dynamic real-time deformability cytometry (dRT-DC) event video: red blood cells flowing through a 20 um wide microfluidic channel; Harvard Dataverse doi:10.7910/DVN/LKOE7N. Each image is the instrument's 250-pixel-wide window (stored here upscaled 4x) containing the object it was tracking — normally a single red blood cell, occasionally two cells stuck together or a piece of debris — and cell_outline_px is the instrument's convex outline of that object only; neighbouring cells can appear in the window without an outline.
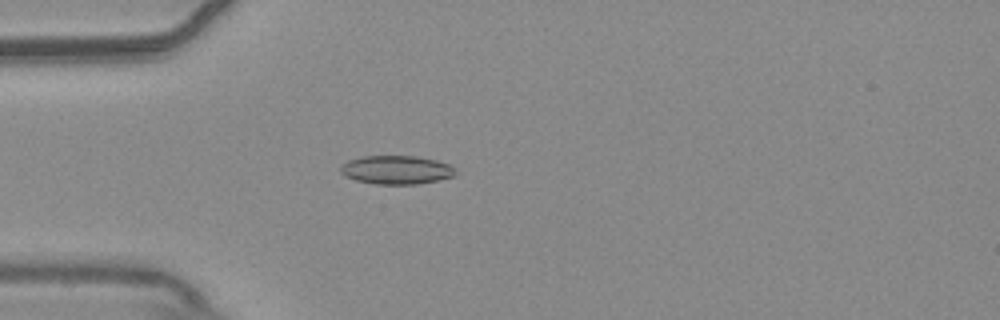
{"species": "common noctule bat (a hibernating species)", "species_latin": "Nyctalus noctula", "temperature_condition": "warm", "stored_images_in_passage": 55, "camera_frame_rate_fps": 3000, "um_per_image_px": 0.085, "animal": {"sex": "male", "body_mass_g": 20.4}, "frame": {"image": 1, "passage_image": 16, "time_ms": 5.0, "image_size_px": [1000, 320], "cell_outline_px": [[456, 172], [452, 176], [436, 180], [416, 184], [376, 184], [356, 180], [344, 176], [340, 172], [340, 164], [348, 160], [364, 156], [416, 156], [436, 160], [448, 164], [456, 168]], "centroid_in_image_um": [33.65, 14.43], "position_along_channel_um": 51.3, "area_um2": 19.13}}
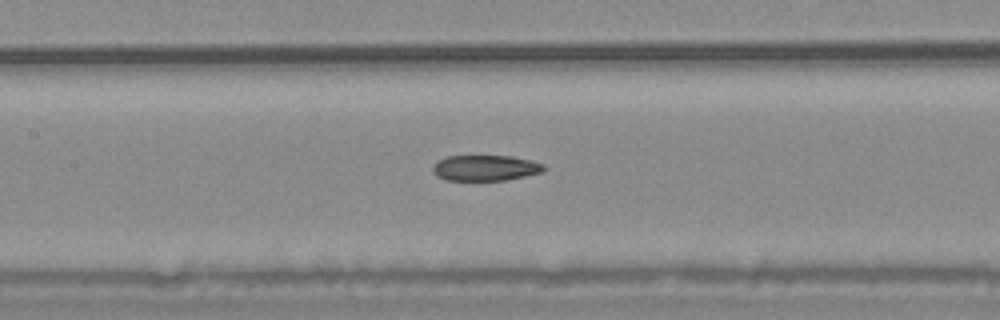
{"frame": {"image": 2, "passage_image": 26, "time_ms": 8.333, "image_size_px": [1000, 320], "cell_outline_px": [[548, 168], [544, 172], [504, 180], [444, 180], [436, 176], [432, 168], [440, 160], [448, 156], [512, 156], [544, 164]], "centroid_in_image_um": [41.29, 14.28], "position_along_channel_um": 166.1, "area_um2": 16.53}}
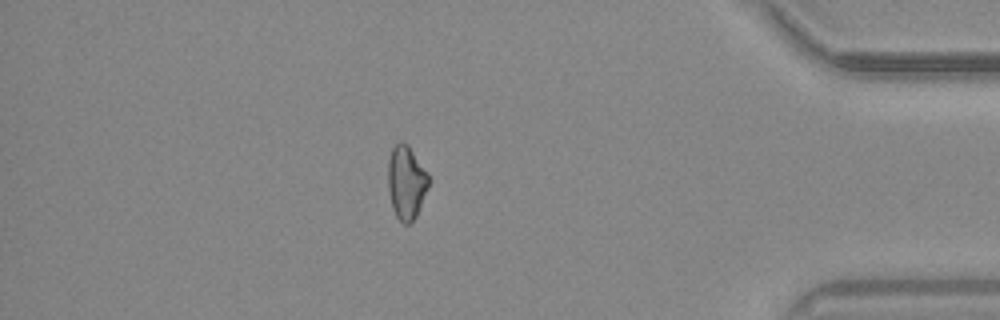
{"frame": {"image": 3, "passage_image": 48, "time_ms": 15.667, "image_size_px": [1000, 320], "cell_outline_px": [[432, 180], [416, 216], [408, 224], [404, 224], [396, 216], [392, 208], [388, 188], [388, 160], [392, 148], [400, 140], [408, 144], [428, 172]], "centroid_in_image_um": [34.56, 15.47], "position_along_channel_um": 400.6, "area_um2": 17.74}, "authors_computed_cell_mechanics": {"area_um2": 17.8024, "velocity_mm_per_s": 3.7163, "shape_relaxation_time_tau1_ms": null, "shape_relaxation_time_tau2_ms": 3.1745, "deformation_change_tau1": null, "deformation_change_tau2": 0.1005}}